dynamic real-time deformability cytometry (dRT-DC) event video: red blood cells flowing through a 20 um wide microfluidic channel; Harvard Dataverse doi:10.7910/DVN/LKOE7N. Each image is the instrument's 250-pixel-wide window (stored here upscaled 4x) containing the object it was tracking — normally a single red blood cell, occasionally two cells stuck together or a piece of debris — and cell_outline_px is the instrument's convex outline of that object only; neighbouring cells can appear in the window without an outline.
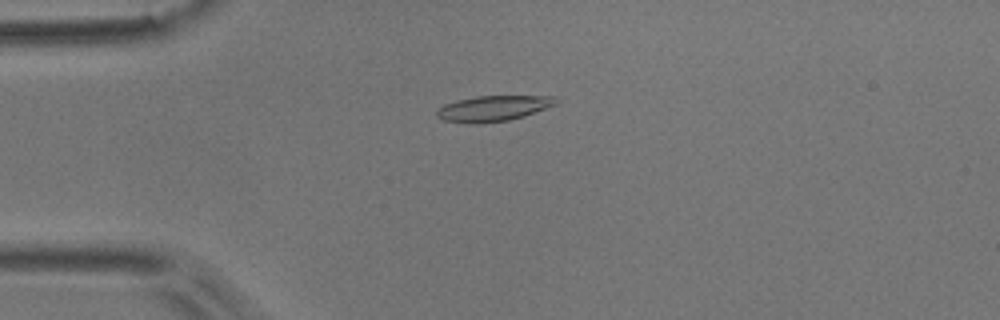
{"species": "common noctule bat (a hibernating species)", "species_latin": "Nyctalus noctula", "temperature_condition": "room temperature", "stored_images_in_passage": 8, "camera_frame_rate_fps": 3000, "um_per_image_px": 0.085, "animal": {"sex": "male", "body_mass_g": 17.9}, "frame": {"image": 1, "passage_image": 4, "time_ms": 1.0, "image_size_px": [1000, 320], "cell_outline_px": [[560, 100], [556, 104], [524, 116], [508, 120], [480, 124], [472, 124], [444, 120], [436, 116], [436, 112], [444, 104], [456, 100], [476, 96], [556, 96]], "centroid_in_image_um": [41.93, 9.21], "position_along_channel_um": 43.1, "area_um2": 17.8}}
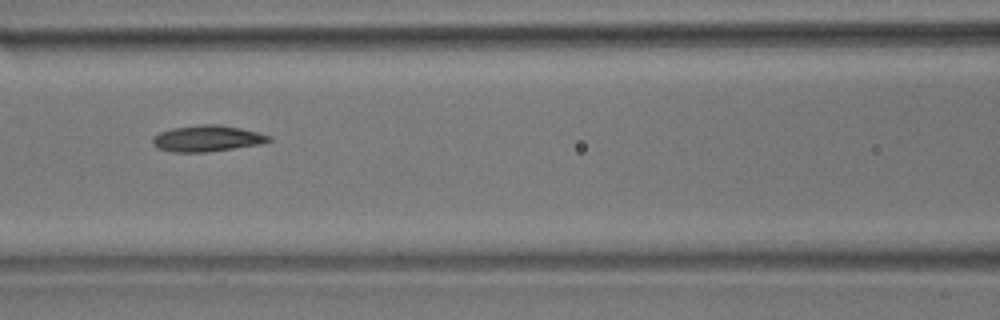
{"frame": {"image": 2, "passage_image": 7, "time_ms": 2.0, "image_size_px": [1000, 320], "cell_outline_px": [[272, 140], [260, 144], [204, 152], [172, 152], [156, 148], [152, 144], [152, 136], [160, 132], [172, 128], [200, 124], [216, 124], [240, 128], [272, 136]], "centroid_in_image_um": [17.55, 11.77], "position_along_channel_um": 149.0, "area_um2": 17.69}}
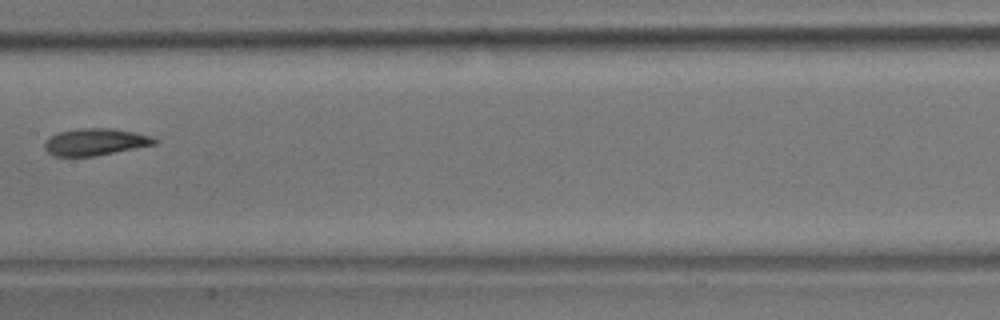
{"frame": {"image": 3, "passage_image": 8, "time_ms": 2.333, "image_size_px": [1000, 320], "cell_outline_px": [[160, 140], [156, 144], [96, 156], [52, 156], [44, 148], [44, 144], [48, 136], [60, 132], [80, 128], [112, 128], [136, 132], [152, 136]], "centroid_in_image_um": [8.12, 12.06], "position_along_channel_um": 199.3, "area_um2": 17.46}}